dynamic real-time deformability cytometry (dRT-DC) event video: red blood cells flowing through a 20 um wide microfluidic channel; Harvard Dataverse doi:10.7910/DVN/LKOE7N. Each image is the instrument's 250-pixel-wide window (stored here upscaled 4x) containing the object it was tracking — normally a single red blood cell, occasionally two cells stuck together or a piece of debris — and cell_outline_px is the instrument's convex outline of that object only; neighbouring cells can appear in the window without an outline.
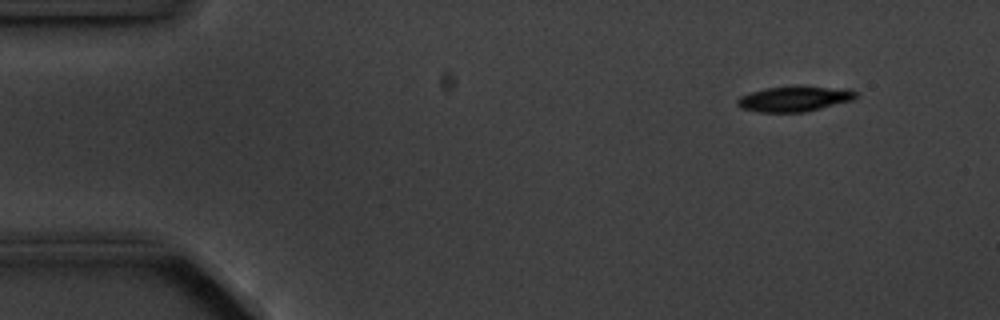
{"species": "common noctule bat (a hibernating species)", "species_latin": "Nyctalus noctula", "temperature_condition": "cold", "stored_images_in_passage": 6, "camera_frame_rate_fps": 3000, "um_per_image_px": 0.085, "animal": {"sex": "male", "body_mass_g": 20.1, "forearm_length_mm": 53.5}, "frame": {"image": 1, "passage_image": 2, "time_ms": 1.0, "image_size_px": [1000, 320], "cell_outline_px": [[856, 96], [852, 100], [804, 112], [760, 112], [740, 108], [736, 104], [736, 100], [740, 96], [752, 92], [768, 88], [852, 88], [856, 92]], "centroid_in_image_um": [67.49, 8.43], "position_along_channel_um": 17.5, "area_um2": 16.76}}
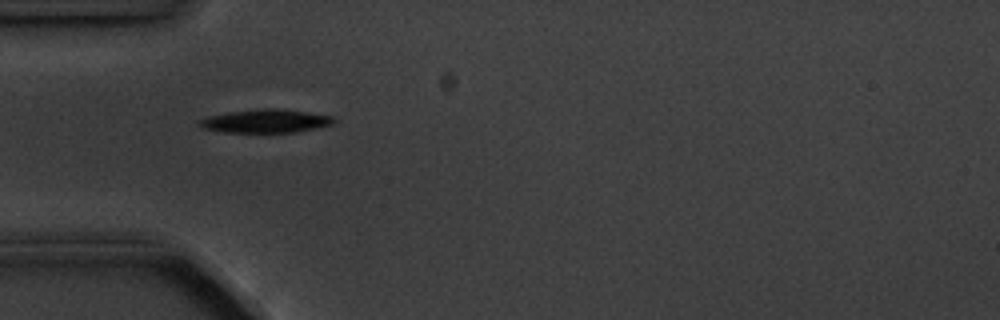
{"frame": {"image": 2, "passage_image": 5, "time_ms": 4.667, "image_size_px": [1000, 320], "cell_outline_px": [[336, 120], [332, 124], [296, 132], [224, 132], [204, 128], [196, 124], [196, 120], [208, 116], [228, 112], [260, 108], [276, 108], [308, 112], [332, 116]], "centroid_in_image_um": [22.53, 10.28], "position_along_channel_um": 62.5, "area_um2": 18.32}}